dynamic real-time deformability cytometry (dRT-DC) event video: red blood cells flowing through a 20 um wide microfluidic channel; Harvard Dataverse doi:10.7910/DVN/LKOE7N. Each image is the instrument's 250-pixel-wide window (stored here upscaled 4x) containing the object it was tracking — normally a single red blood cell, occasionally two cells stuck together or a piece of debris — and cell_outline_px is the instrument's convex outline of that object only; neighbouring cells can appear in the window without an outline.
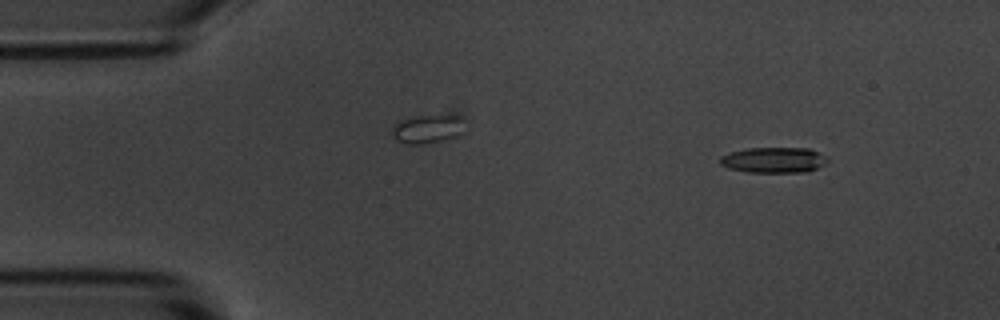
{"species": "common noctule bat (a hibernating species)", "species_latin": "Nyctalus noctula", "temperature_condition": "room temperature", "stored_images_in_passage": 8, "camera_frame_rate_fps": 3000, "um_per_image_px": 0.085, "animal": {"sex": "male", "body_mass_g": 20.1, "forearm_length_mm": 53.5}, "frame": {"image": 1, "passage_image": 1, "time_ms": 0.0, "image_size_px": [1000, 320], "cell_outline_px": [[828, 164], [808, 172], [748, 172], [728, 168], [720, 164], [720, 156], [728, 152], [744, 148], [808, 148], [828, 156]], "centroid_in_image_um": [65.8, 13.6], "position_along_channel_um": 19.2, "area_um2": 16.36}}
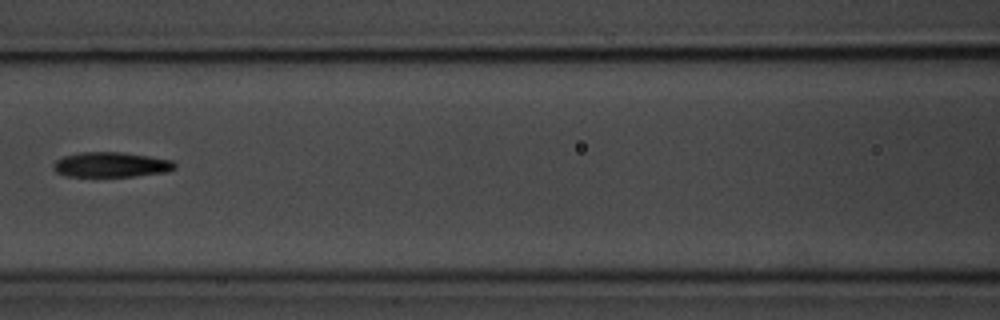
{"frame": {"image": 2, "passage_image": 6, "time_ms": 1.667, "image_size_px": [1000, 320], "cell_outline_px": [[176, 168], [168, 172], [132, 176], [68, 176], [56, 172], [52, 168], [52, 164], [56, 160], [64, 156], [80, 152], [120, 152], [148, 156], [172, 160], [176, 164]], "centroid_in_image_um": [9.44, 13.99], "position_along_channel_um": 157.2, "area_um2": 17.69}}
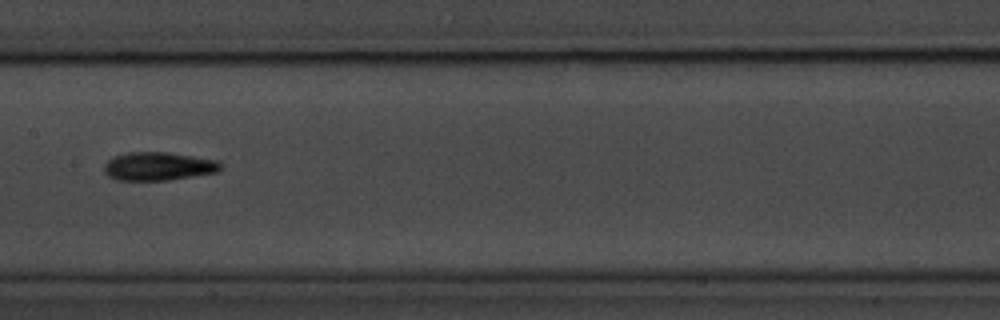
{"frame": {"image": 3, "passage_image": 7, "time_ms": 2.0, "image_size_px": [1000, 320], "cell_outline_px": [[220, 168], [216, 172], [168, 180], [116, 180], [108, 176], [104, 172], [104, 164], [112, 156], [128, 152], [168, 152], [216, 160], [220, 164]], "centroid_in_image_um": [13.39, 14.13], "position_along_channel_um": 194.0, "area_um2": 19.13}}